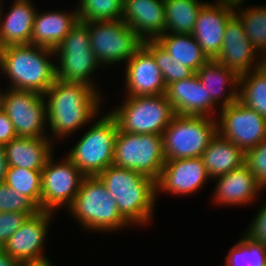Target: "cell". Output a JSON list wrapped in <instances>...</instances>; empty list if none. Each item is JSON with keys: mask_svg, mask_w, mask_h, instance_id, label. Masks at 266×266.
<instances>
[{"mask_svg": "<svg viewBox=\"0 0 266 266\" xmlns=\"http://www.w3.org/2000/svg\"><path fill=\"white\" fill-rule=\"evenodd\" d=\"M99 92L85 83L56 79L44 94L48 131L52 133L49 138L63 141L93 122L101 113L102 93Z\"/></svg>", "mask_w": 266, "mask_h": 266, "instance_id": "6da1fadb", "label": "cell"}, {"mask_svg": "<svg viewBox=\"0 0 266 266\" xmlns=\"http://www.w3.org/2000/svg\"><path fill=\"white\" fill-rule=\"evenodd\" d=\"M98 177L115 199L121 216L131 226L144 227L153 220L152 213L158 197L156 181L134 170L113 165Z\"/></svg>", "mask_w": 266, "mask_h": 266, "instance_id": "7a4b0ae2", "label": "cell"}, {"mask_svg": "<svg viewBox=\"0 0 266 266\" xmlns=\"http://www.w3.org/2000/svg\"><path fill=\"white\" fill-rule=\"evenodd\" d=\"M53 56V49L31 44L1 47L0 73L9 77L8 88L44 95L56 80Z\"/></svg>", "mask_w": 266, "mask_h": 266, "instance_id": "3957f363", "label": "cell"}, {"mask_svg": "<svg viewBox=\"0 0 266 266\" xmlns=\"http://www.w3.org/2000/svg\"><path fill=\"white\" fill-rule=\"evenodd\" d=\"M79 226L92 232L121 231L131 226L120 214L116 201L98 176H85L67 208ZM120 229V230H119Z\"/></svg>", "mask_w": 266, "mask_h": 266, "instance_id": "277c9868", "label": "cell"}, {"mask_svg": "<svg viewBox=\"0 0 266 266\" xmlns=\"http://www.w3.org/2000/svg\"><path fill=\"white\" fill-rule=\"evenodd\" d=\"M95 120L66 155L85 176H98L112 165L119 132L118 123L110 113Z\"/></svg>", "mask_w": 266, "mask_h": 266, "instance_id": "5b68a950", "label": "cell"}, {"mask_svg": "<svg viewBox=\"0 0 266 266\" xmlns=\"http://www.w3.org/2000/svg\"><path fill=\"white\" fill-rule=\"evenodd\" d=\"M216 120L175 114L162 133L166 161L201 157L217 133Z\"/></svg>", "mask_w": 266, "mask_h": 266, "instance_id": "8992f818", "label": "cell"}, {"mask_svg": "<svg viewBox=\"0 0 266 266\" xmlns=\"http://www.w3.org/2000/svg\"><path fill=\"white\" fill-rule=\"evenodd\" d=\"M54 52L58 62L55 64L56 79L85 83L99 90L92 75L102 65L92 52L89 29L84 22L79 20Z\"/></svg>", "mask_w": 266, "mask_h": 266, "instance_id": "52a82bcc", "label": "cell"}, {"mask_svg": "<svg viewBox=\"0 0 266 266\" xmlns=\"http://www.w3.org/2000/svg\"><path fill=\"white\" fill-rule=\"evenodd\" d=\"M123 100L109 111L123 132L162 135L175 115L165 94L126 96Z\"/></svg>", "mask_w": 266, "mask_h": 266, "instance_id": "ba28073f", "label": "cell"}, {"mask_svg": "<svg viewBox=\"0 0 266 266\" xmlns=\"http://www.w3.org/2000/svg\"><path fill=\"white\" fill-rule=\"evenodd\" d=\"M165 161L162 135L134 134L119 129L113 166L134 170L157 181Z\"/></svg>", "mask_w": 266, "mask_h": 266, "instance_id": "9c48e42d", "label": "cell"}, {"mask_svg": "<svg viewBox=\"0 0 266 266\" xmlns=\"http://www.w3.org/2000/svg\"><path fill=\"white\" fill-rule=\"evenodd\" d=\"M89 29L92 52L104 67L127 62L142 40L123 20L84 22Z\"/></svg>", "mask_w": 266, "mask_h": 266, "instance_id": "30bf717a", "label": "cell"}, {"mask_svg": "<svg viewBox=\"0 0 266 266\" xmlns=\"http://www.w3.org/2000/svg\"><path fill=\"white\" fill-rule=\"evenodd\" d=\"M0 89V108L13 123L17 137H49L44 95L33 91Z\"/></svg>", "mask_w": 266, "mask_h": 266, "instance_id": "8fae6325", "label": "cell"}, {"mask_svg": "<svg viewBox=\"0 0 266 266\" xmlns=\"http://www.w3.org/2000/svg\"><path fill=\"white\" fill-rule=\"evenodd\" d=\"M53 154L41 171L42 192L40 210L55 213L68 208L77 195L85 175L68 158L55 162ZM61 207V208H60Z\"/></svg>", "mask_w": 266, "mask_h": 266, "instance_id": "7c38bea8", "label": "cell"}, {"mask_svg": "<svg viewBox=\"0 0 266 266\" xmlns=\"http://www.w3.org/2000/svg\"><path fill=\"white\" fill-rule=\"evenodd\" d=\"M217 133L244 152L266 139V118L238 100L219 109Z\"/></svg>", "mask_w": 266, "mask_h": 266, "instance_id": "4fadbf2b", "label": "cell"}, {"mask_svg": "<svg viewBox=\"0 0 266 266\" xmlns=\"http://www.w3.org/2000/svg\"><path fill=\"white\" fill-rule=\"evenodd\" d=\"M53 216V212L42 210L29 216L2 249L23 265L49 262L43 253Z\"/></svg>", "mask_w": 266, "mask_h": 266, "instance_id": "5bb4252c", "label": "cell"}, {"mask_svg": "<svg viewBox=\"0 0 266 266\" xmlns=\"http://www.w3.org/2000/svg\"><path fill=\"white\" fill-rule=\"evenodd\" d=\"M211 177L203 159L189 158L165 161L159 179L156 181V195L159 192L173 195H192L201 191Z\"/></svg>", "mask_w": 266, "mask_h": 266, "instance_id": "9a60e30c", "label": "cell"}, {"mask_svg": "<svg viewBox=\"0 0 266 266\" xmlns=\"http://www.w3.org/2000/svg\"><path fill=\"white\" fill-rule=\"evenodd\" d=\"M234 14V5L215 1L207 2L200 10L191 34L209 60L218 57L226 26Z\"/></svg>", "mask_w": 266, "mask_h": 266, "instance_id": "2e32d148", "label": "cell"}, {"mask_svg": "<svg viewBox=\"0 0 266 266\" xmlns=\"http://www.w3.org/2000/svg\"><path fill=\"white\" fill-rule=\"evenodd\" d=\"M165 95L177 115L217 117L218 107L196 73L167 85Z\"/></svg>", "mask_w": 266, "mask_h": 266, "instance_id": "e0dca14e", "label": "cell"}, {"mask_svg": "<svg viewBox=\"0 0 266 266\" xmlns=\"http://www.w3.org/2000/svg\"><path fill=\"white\" fill-rule=\"evenodd\" d=\"M125 63L126 96L166 93L162 72L153 55L143 45Z\"/></svg>", "mask_w": 266, "mask_h": 266, "instance_id": "ac0fdd59", "label": "cell"}, {"mask_svg": "<svg viewBox=\"0 0 266 266\" xmlns=\"http://www.w3.org/2000/svg\"><path fill=\"white\" fill-rule=\"evenodd\" d=\"M259 57L260 55L253 48L241 21L234 14L228 21L222 48L215 60L240 75L257 69Z\"/></svg>", "mask_w": 266, "mask_h": 266, "instance_id": "d6986e66", "label": "cell"}, {"mask_svg": "<svg viewBox=\"0 0 266 266\" xmlns=\"http://www.w3.org/2000/svg\"><path fill=\"white\" fill-rule=\"evenodd\" d=\"M212 180L217 183L211 199L221 206H249L266 190L245 164Z\"/></svg>", "mask_w": 266, "mask_h": 266, "instance_id": "ffe728a7", "label": "cell"}, {"mask_svg": "<svg viewBox=\"0 0 266 266\" xmlns=\"http://www.w3.org/2000/svg\"><path fill=\"white\" fill-rule=\"evenodd\" d=\"M164 0H124L123 20L142 40H156L165 32Z\"/></svg>", "mask_w": 266, "mask_h": 266, "instance_id": "44dd1931", "label": "cell"}, {"mask_svg": "<svg viewBox=\"0 0 266 266\" xmlns=\"http://www.w3.org/2000/svg\"><path fill=\"white\" fill-rule=\"evenodd\" d=\"M2 4L4 5L3 0L0 5V48L31 44L32 29L37 12L34 3L32 4L31 0H14L5 16Z\"/></svg>", "mask_w": 266, "mask_h": 266, "instance_id": "7402d4cb", "label": "cell"}, {"mask_svg": "<svg viewBox=\"0 0 266 266\" xmlns=\"http://www.w3.org/2000/svg\"><path fill=\"white\" fill-rule=\"evenodd\" d=\"M53 143L55 140L49 137L14 138L4 145L8 167L43 170L48 159L54 154Z\"/></svg>", "mask_w": 266, "mask_h": 266, "instance_id": "603a6c76", "label": "cell"}, {"mask_svg": "<svg viewBox=\"0 0 266 266\" xmlns=\"http://www.w3.org/2000/svg\"><path fill=\"white\" fill-rule=\"evenodd\" d=\"M79 21L76 7L73 12L59 10L36 12L31 45L55 49Z\"/></svg>", "mask_w": 266, "mask_h": 266, "instance_id": "cb8c5ba5", "label": "cell"}, {"mask_svg": "<svg viewBox=\"0 0 266 266\" xmlns=\"http://www.w3.org/2000/svg\"><path fill=\"white\" fill-rule=\"evenodd\" d=\"M196 74L203 86L208 89L211 100L217 106L220 105L219 109L238 100L239 75L234 70L215 59H210L197 70Z\"/></svg>", "mask_w": 266, "mask_h": 266, "instance_id": "d4e9b609", "label": "cell"}, {"mask_svg": "<svg viewBox=\"0 0 266 266\" xmlns=\"http://www.w3.org/2000/svg\"><path fill=\"white\" fill-rule=\"evenodd\" d=\"M201 158L211 179L245 164V152L218 133L211 139Z\"/></svg>", "mask_w": 266, "mask_h": 266, "instance_id": "484cf974", "label": "cell"}, {"mask_svg": "<svg viewBox=\"0 0 266 266\" xmlns=\"http://www.w3.org/2000/svg\"><path fill=\"white\" fill-rule=\"evenodd\" d=\"M156 41L173 59L187 66L194 73L209 60L192 34L164 33Z\"/></svg>", "mask_w": 266, "mask_h": 266, "instance_id": "4316f807", "label": "cell"}, {"mask_svg": "<svg viewBox=\"0 0 266 266\" xmlns=\"http://www.w3.org/2000/svg\"><path fill=\"white\" fill-rule=\"evenodd\" d=\"M206 3L201 0H164V33L191 34L198 14Z\"/></svg>", "mask_w": 266, "mask_h": 266, "instance_id": "83f0119b", "label": "cell"}, {"mask_svg": "<svg viewBox=\"0 0 266 266\" xmlns=\"http://www.w3.org/2000/svg\"><path fill=\"white\" fill-rule=\"evenodd\" d=\"M238 101L266 118V77L257 69L239 75Z\"/></svg>", "mask_w": 266, "mask_h": 266, "instance_id": "f1b7e54d", "label": "cell"}, {"mask_svg": "<svg viewBox=\"0 0 266 266\" xmlns=\"http://www.w3.org/2000/svg\"><path fill=\"white\" fill-rule=\"evenodd\" d=\"M235 5V15L241 21L244 31L259 55L266 53V5L244 7Z\"/></svg>", "mask_w": 266, "mask_h": 266, "instance_id": "f546056e", "label": "cell"}, {"mask_svg": "<svg viewBox=\"0 0 266 266\" xmlns=\"http://www.w3.org/2000/svg\"><path fill=\"white\" fill-rule=\"evenodd\" d=\"M42 170H31L22 167H7L4 182L28 197L40 210L42 192Z\"/></svg>", "mask_w": 266, "mask_h": 266, "instance_id": "4dcf8cb0", "label": "cell"}, {"mask_svg": "<svg viewBox=\"0 0 266 266\" xmlns=\"http://www.w3.org/2000/svg\"><path fill=\"white\" fill-rule=\"evenodd\" d=\"M237 243L229 249L224 257L225 266H265L266 246L252 240L245 233Z\"/></svg>", "mask_w": 266, "mask_h": 266, "instance_id": "1f68e13d", "label": "cell"}, {"mask_svg": "<svg viewBox=\"0 0 266 266\" xmlns=\"http://www.w3.org/2000/svg\"><path fill=\"white\" fill-rule=\"evenodd\" d=\"M124 0H78L75 5L82 22L121 20Z\"/></svg>", "mask_w": 266, "mask_h": 266, "instance_id": "d6a6232c", "label": "cell"}, {"mask_svg": "<svg viewBox=\"0 0 266 266\" xmlns=\"http://www.w3.org/2000/svg\"><path fill=\"white\" fill-rule=\"evenodd\" d=\"M142 45L156 60V64L162 72L164 84L166 86L170 83L189 78L194 74L190 68L173 59L156 40L143 41Z\"/></svg>", "mask_w": 266, "mask_h": 266, "instance_id": "836d02e7", "label": "cell"}, {"mask_svg": "<svg viewBox=\"0 0 266 266\" xmlns=\"http://www.w3.org/2000/svg\"><path fill=\"white\" fill-rule=\"evenodd\" d=\"M38 211L39 208L28 197L21 195L5 182L0 183V213L22 212L32 216Z\"/></svg>", "mask_w": 266, "mask_h": 266, "instance_id": "e575fe53", "label": "cell"}, {"mask_svg": "<svg viewBox=\"0 0 266 266\" xmlns=\"http://www.w3.org/2000/svg\"><path fill=\"white\" fill-rule=\"evenodd\" d=\"M245 165L266 188V139L245 152Z\"/></svg>", "mask_w": 266, "mask_h": 266, "instance_id": "d590c367", "label": "cell"}, {"mask_svg": "<svg viewBox=\"0 0 266 266\" xmlns=\"http://www.w3.org/2000/svg\"><path fill=\"white\" fill-rule=\"evenodd\" d=\"M28 217L27 213L22 212L0 213V248H3Z\"/></svg>", "mask_w": 266, "mask_h": 266, "instance_id": "8d00e7d4", "label": "cell"}, {"mask_svg": "<svg viewBox=\"0 0 266 266\" xmlns=\"http://www.w3.org/2000/svg\"><path fill=\"white\" fill-rule=\"evenodd\" d=\"M257 214L251 220L245 232L252 240L266 246V202L261 203Z\"/></svg>", "mask_w": 266, "mask_h": 266, "instance_id": "74e56055", "label": "cell"}, {"mask_svg": "<svg viewBox=\"0 0 266 266\" xmlns=\"http://www.w3.org/2000/svg\"><path fill=\"white\" fill-rule=\"evenodd\" d=\"M17 137L13 123L8 115L0 108V145H6Z\"/></svg>", "mask_w": 266, "mask_h": 266, "instance_id": "f35d334b", "label": "cell"}, {"mask_svg": "<svg viewBox=\"0 0 266 266\" xmlns=\"http://www.w3.org/2000/svg\"><path fill=\"white\" fill-rule=\"evenodd\" d=\"M0 266H24L21 262L11 258L2 248H0Z\"/></svg>", "mask_w": 266, "mask_h": 266, "instance_id": "ab89813d", "label": "cell"}, {"mask_svg": "<svg viewBox=\"0 0 266 266\" xmlns=\"http://www.w3.org/2000/svg\"><path fill=\"white\" fill-rule=\"evenodd\" d=\"M7 167L8 165L5 157V149L3 145H0V183H3L5 180Z\"/></svg>", "mask_w": 266, "mask_h": 266, "instance_id": "60d3db41", "label": "cell"}, {"mask_svg": "<svg viewBox=\"0 0 266 266\" xmlns=\"http://www.w3.org/2000/svg\"><path fill=\"white\" fill-rule=\"evenodd\" d=\"M257 70L266 77V53L260 55Z\"/></svg>", "mask_w": 266, "mask_h": 266, "instance_id": "b9f144b4", "label": "cell"}, {"mask_svg": "<svg viewBox=\"0 0 266 266\" xmlns=\"http://www.w3.org/2000/svg\"><path fill=\"white\" fill-rule=\"evenodd\" d=\"M247 0H216V2H222L225 4H231V5H239L244 4Z\"/></svg>", "mask_w": 266, "mask_h": 266, "instance_id": "7bdbcfd3", "label": "cell"}, {"mask_svg": "<svg viewBox=\"0 0 266 266\" xmlns=\"http://www.w3.org/2000/svg\"><path fill=\"white\" fill-rule=\"evenodd\" d=\"M24 266H53L52 262H45V263H41V264H28V265H24Z\"/></svg>", "mask_w": 266, "mask_h": 266, "instance_id": "ee69618b", "label": "cell"}]
</instances>
